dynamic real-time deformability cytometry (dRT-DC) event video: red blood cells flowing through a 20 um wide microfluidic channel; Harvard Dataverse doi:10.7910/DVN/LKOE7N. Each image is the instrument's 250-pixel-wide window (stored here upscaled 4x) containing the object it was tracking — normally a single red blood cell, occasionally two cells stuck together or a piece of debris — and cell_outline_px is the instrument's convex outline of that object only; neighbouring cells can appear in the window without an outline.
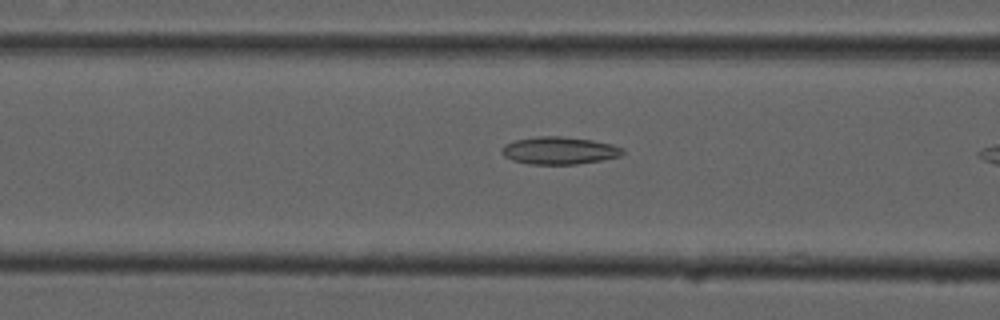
{"species": "common noctule bat (a hibernating species)", "species_latin": "Nyctalus noctula", "temperature_condition": "cold", "stored_images_in_passage": 8, "camera_frame_rate_fps": 3000, "um_per_image_px": 0.085, "animal": {"sex": "male", "forearm_length_mm": 52.5}, "frame": {"image": 1, "passage_image": 6, "time_ms": 1.667, "image_size_px": [1000, 320], "cell_outline_px": [[624, 152], [620, 156], [600, 160], [576, 164], [528, 164], [512, 160], [504, 156], [500, 152], [500, 148], [504, 144], [516, 140], [540, 136], [560, 136], [592, 140], [612, 144], [624, 148]], "centroid_in_image_um": [47.51, 12.79], "position_along_channel_um": 119.1, "area_um2": 19.36}}